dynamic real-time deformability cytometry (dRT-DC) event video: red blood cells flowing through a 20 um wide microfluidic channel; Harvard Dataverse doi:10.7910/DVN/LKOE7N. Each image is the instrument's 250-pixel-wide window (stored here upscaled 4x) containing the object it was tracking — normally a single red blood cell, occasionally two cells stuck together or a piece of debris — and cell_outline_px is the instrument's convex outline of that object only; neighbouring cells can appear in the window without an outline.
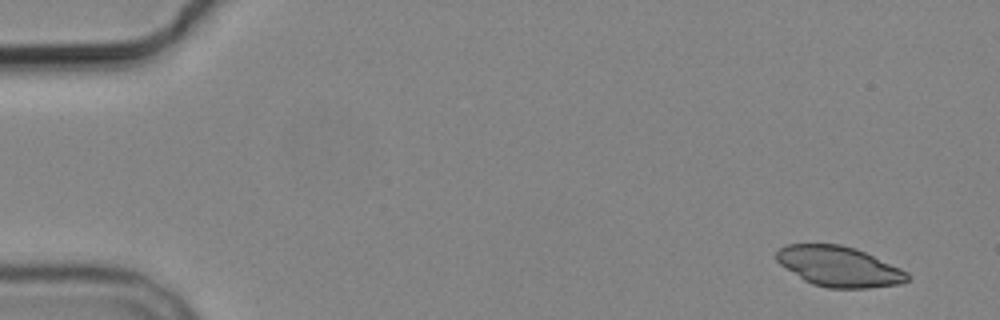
{"species": "common noctule bat (a hibernating species)", "species_latin": "Nyctalus noctula", "temperature_condition": "cold", "stored_images_in_passage": 5, "camera_frame_rate_fps": 3000, "um_per_image_px": 0.085, "animal": {"sex": "male", "body_mass_g": 19.2, "forearm_length_mm": 51.8}, "frame": {"image": 1, "passage_image": 1, "time_ms": 0.0, "image_size_px": [1000, 320], "cell_outline_px": [[908, 280], [900, 284], [868, 288], [828, 288], [812, 284], [804, 280], [780, 264], [776, 260], [776, 252], [780, 248], [788, 244], [840, 244], [856, 248], [900, 268], [908, 272]], "centroid_in_image_um": [71.31, 22.65], "position_along_channel_um": 13.7, "area_um2": 30.58}}